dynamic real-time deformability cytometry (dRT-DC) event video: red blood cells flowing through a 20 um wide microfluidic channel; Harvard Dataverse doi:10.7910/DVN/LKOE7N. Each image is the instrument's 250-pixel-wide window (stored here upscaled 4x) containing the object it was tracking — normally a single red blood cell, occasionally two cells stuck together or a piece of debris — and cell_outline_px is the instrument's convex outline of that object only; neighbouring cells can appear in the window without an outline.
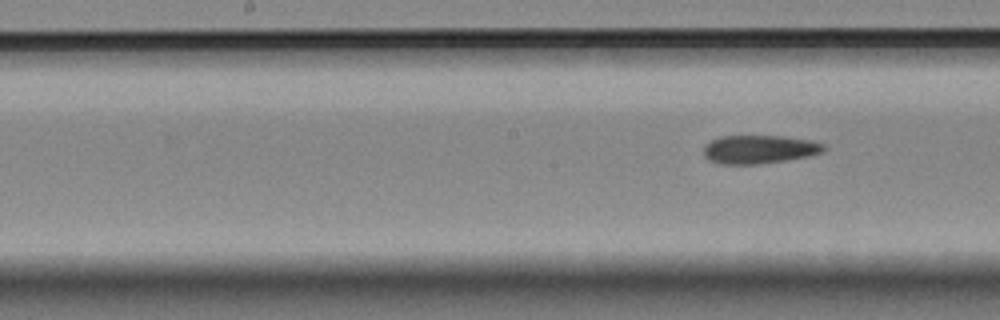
{"species": "Egyptian fruit bat (a non-hibernating species)", "species_latin": "Rousettus aegyptiacus", "temperature_condition": "room temperature", "stored_images_in_passage": 7, "segment_of_instrument_passage": [2, 2], "camera_frame_rate_fps": 3000, "um_per_image_px": 0.085, "animal": {"sex": "female"}, "frame": {"image": 1, "passage_image": 7, "time_ms": 7.0, "image_size_px": [1000, 320], "cell_outline_px": [[828, 148], [824, 152], [808, 156], [760, 164], [724, 164], [708, 160], [704, 156], [704, 148], [712, 140], [720, 136], [780, 136], [812, 140], [824, 144]], "centroid_in_image_um": [64.58, 12.69], "position_along_channel_um": 183.6, "area_um2": 19.88}}